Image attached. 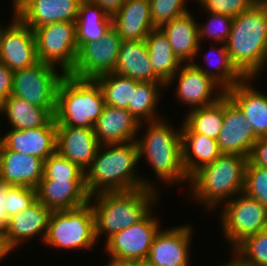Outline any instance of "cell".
I'll use <instances>...</instances> for the list:
<instances>
[{
    "label": "cell",
    "instance_id": "cell-14",
    "mask_svg": "<svg viewBox=\"0 0 267 266\" xmlns=\"http://www.w3.org/2000/svg\"><path fill=\"white\" fill-rule=\"evenodd\" d=\"M14 17V18H13ZM0 42V61L15 71L39 62L33 30L13 13Z\"/></svg>",
    "mask_w": 267,
    "mask_h": 266
},
{
    "label": "cell",
    "instance_id": "cell-12",
    "mask_svg": "<svg viewBox=\"0 0 267 266\" xmlns=\"http://www.w3.org/2000/svg\"><path fill=\"white\" fill-rule=\"evenodd\" d=\"M122 39L112 28L100 40L83 44L77 53L73 70L69 73L78 79H96L113 73Z\"/></svg>",
    "mask_w": 267,
    "mask_h": 266
},
{
    "label": "cell",
    "instance_id": "cell-42",
    "mask_svg": "<svg viewBox=\"0 0 267 266\" xmlns=\"http://www.w3.org/2000/svg\"><path fill=\"white\" fill-rule=\"evenodd\" d=\"M258 0H195L204 13L225 14L231 17L238 16L249 9ZM198 2V3H197Z\"/></svg>",
    "mask_w": 267,
    "mask_h": 266
},
{
    "label": "cell",
    "instance_id": "cell-49",
    "mask_svg": "<svg viewBox=\"0 0 267 266\" xmlns=\"http://www.w3.org/2000/svg\"><path fill=\"white\" fill-rule=\"evenodd\" d=\"M12 1V12L15 13L28 0H10Z\"/></svg>",
    "mask_w": 267,
    "mask_h": 266
},
{
    "label": "cell",
    "instance_id": "cell-28",
    "mask_svg": "<svg viewBox=\"0 0 267 266\" xmlns=\"http://www.w3.org/2000/svg\"><path fill=\"white\" fill-rule=\"evenodd\" d=\"M181 123L182 164L190 177L202 166L215 161L222 152L215 139L193 133L182 121Z\"/></svg>",
    "mask_w": 267,
    "mask_h": 266
},
{
    "label": "cell",
    "instance_id": "cell-15",
    "mask_svg": "<svg viewBox=\"0 0 267 266\" xmlns=\"http://www.w3.org/2000/svg\"><path fill=\"white\" fill-rule=\"evenodd\" d=\"M193 230L189 223L161 228L153 239L147 259L155 266H189Z\"/></svg>",
    "mask_w": 267,
    "mask_h": 266
},
{
    "label": "cell",
    "instance_id": "cell-47",
    "mask_svg": "<svg viewBox=\"0 0 267 266\" xmlns=\"http://www.w3.org/2000/svg\"><path fill=\"white\" fill-rule=\"evenodd\" d=\"M13 252L7 242L6 232L0 231V261Z\"/></svg>",
    "mask_w": 267,
    "mask_h": 266
},
{
    "label": "cell",
    "instance_id": "cell-4",
    "mask_svg": "<svg viewBox=\"0 0 267 266\" xmlns=\"http://www.w3.org/2000/svg\"><path fill=\"white\" fill-rule=\"evenodd\" d=\"M247 163L248 157L221 154L189 177L187 196L205 206L206 212L220 210L225 202L243 192Z\"/></svg>",
    "mask_w": 267,
    "mask_h": 266
},
{
    "label": "cell",
    "instance_id": "cell-24",
    "mask_svg": "<svg viewBox=\"0 0 267 266\" xmlns=\"http://www.w3.org/2000/svg\"><path fill=\"white\" fill-rule=\"evenodd\" d=\"M195 18L191 11H188L160 27L167 36L173 53L182 63L198 60L202 49L198 32L199 21Z\"/></svg>",
    "mask_w": 267,
    "mask_h": 266
},
{
    "label": "cell",
    "instance_id": "cell-34",
    "mask_svg": "<svg viewBox=\"0 0 267 266\" xmlns=\"http://www.w3.org/2000/svg\"><path fill=\"white\" fill-rule=\"evenodd\" d=\"M183 123L193 132L217 139L222 130L224 96L213 104L186 110Z\"/></svg>",
    "mask_w": 267,
    "mask_h": 266
},
{
    "label": "cell",
    "instance_id": "cell-39",
    "mask_svg": "<svg viewBox=\"0 0 267 266\" xmlns=\"http://www.w3.org/2000/svg\"><path fill=\"white\" fill-rule=\"evenodd\" d=\"M188 0H149L152 23L155 28L190 11ZM195 2V0H193Z\"/></svg>",
    "mask_w": 267,
    "mask_h": 266
},
{
    "label": "cell",
    "instance_id": "cell-7",
    "mask_svg": "<svg viewBox=\"0 0 267 266\" xmlns=\"http://www.w3.org/2000/svg\"><path fill=\"white\" fill-rule=\"evenodd\" d=\"M96 243L95 215L90 202L74 209L51 211L42 243L46 247L91 252Z\"/></svg>",
    "mask_w": 267,
    "mask_h": 266
},
{
    "label": "cell",
    "instance_id": "cell-33",
    "mask_svg": "<svg viewBox=\"0 0 267 266\" xmlns=\"http://www.w3.org/2000/svg\"><path fill=\"white\" fill-rule=\"evenodd\" d=\"M166 89L165 83L139 82L132 96V105L127 110L141 124L156 121L164 116L158 112V103L162 96V90ZM161 91V92H160Z\"/></svg>",
    "mask_w": 267,
    "mask_h": 266
},
{
    "label": "cell",
    "instance_id": "cell-38",
    "mask_svg": "<svg viewBox=\"0 0 267 266\" xmlns=\"http://www.w3.org/2000/svg\"><path fill=\"white\" fill-rule=\"evenodd\" d=\"M41 180H85V172L55 152L44 161Z\"/></svg>",
    "mask_w": 267,
    "mask_h": 266
},
{
    "label": "cell",
    "instance_id": "cell-20",
    "mask_svg": "<svg viewBox=\"0 0 267 266\" xmlns=\"http://www.w3.org/2000/svg\"><path fill=\"white\" fill-rule=\"evenodd\" d=\"M143 123H139L127 110L105 105L94 126V134L100 145L136 141Z\"/></svg>",
    "mask_w": 267,
    "mask_h": 266
},
{
    "label": "cell",
    "instance_id": "cell-18",
    "mask_svg": "<svg viewBox=\"0 0 267 266\" xmlns=\"http://www.w3.org/2000/svg\"><path fill=\"white\" fill-rule=\"evenodd\" d=\"M99 146L94 128L57 126L56 152L84 172L91 165Z\"/></svg>",
    "mask_w": 267,
    "mask_h": 266
},
{
    "label": "cell",
    "instance_id": "cell-40",
    "mask_svg": "<svg viewBox=\"0 0 267 266\" xmlns=\"http://www.w3.org/2000/svg\"><path fill=\"white\" fill-rule=\"evenodd\" d=\"M243 192L257 199L267 209V168L253 165L248 161Z\"/></svg>",
    "mask_w": 267,
    "mask_h": 266
},
{
    "label": "cell",
    "instance_id": "cell-6",
    "mask_svg": "<svg viewBox=\"0 0 267 266\" xmlns=\"http://www.w3.org/2000/svg\"><path fill=\"white\" fill-rule=\"evenodd\" d=\"M104 106V94L96 80L65 74L57 88L54 119L57 126L94 128Z\"/></svg>",
    "mask_w": 267,
    "mask_h": 266
},
{
    "label": "cell",
    "instance_id": "cell-17",
    "mask_svg": "<svg viewBox=\"0 0 267 266\" xmlns=\"http://www.w3.org/2000/svg\"><path fill=\"white\" fill-rule=\"evenodd\" d=\"M57 124L53 118L46 126L31 129H10L1 137V144L11 151L46 160L56 152Z\"/></svg>",
    "mask_w": 267,
    "mask_h": 266
},
{
    "label": "cell",
    "instance_id": "cell-29",
    "mask_svg": "<svg viewBox=\"0 0 267 266\" xmlns=\"http://www.w3.org/2000/svg\"><path fill=\"white\" fill-rule=\"evenodd\" d=\"M75 23L78 49L87 42L100 40L113 28L112 16L90 0L80 2Z\"/></svg>",
    "mask_w": 267,
    "mask_h": 266
},
{
    "label": "cell",
    "instance_id": "cell-5",
    "mask_svg": "<svg viewBox=\"0 0 267 266\" xmlns=\"http://www.w3.org/2000/svg\"><path fill=\"white\" fill-rule=\"evenodd\" d=\"M166 118L143 123L146 129L135 141L139 160L145 157L144 161L154 171L155 179L165 185H178L185 181L189 184V177L182 164V128L174 127Z\"/></svg>",
    "mask_w": 267,
    "mask_h": 266
},
{
    "label": "cell",
    "instance_id": "cell-32",
    "mask_svg": "<svg viewBox=\"0 0 267 266\" xmlns=\"http://www.w3.org/2000/svg\"><path fill=\"white\" fill-rule=\"evenodd\" d=\"M145 43L154 73L167 84L183 63L173 53L167 36L160 28L153 29Z\"/></svg>",
    "mask_w": 267,
    "mask_h": 266
},
{
    "label": "cell",
    "instance_id": "cell-48",
    "mask_svg": "<svg viewBox=\"0 0 267 266\" xmlns=\"http://www.w3.org/2000/svg\"><path fill=\"white\" fill-rule=\"evenodd\" d=\"M108 257V261L107 263L105 262L104 266H133V261L119 260L110 256Z\"/></svg>",
    "mask_w": 267,
    "mask_h": 266
},
{
    "label": "cell",
    "instance_id": "cell-23",
    "mask_svg": "<svg viewBox=\"0 0 267 266\" xmlns=\"http://www.w3.org/2000/svg\"><path fill=\"white\" fill-rule=\"evenodd\" d=\"M50 213L44 204L36 200L30 207L9 218L6 238L11 248L17 249L36 235L40 236L38 238H41L39 240L43 243Z\"/></svg>",
    "mask_w": 267,
    "mask_h": 266
},
{
    "label": "cell",
    "instance_id": "cell-10",
    "mask_svg": "<svg viewBox=\"0 0 267 266\" xmlns=\"http://www.w3.org/2000/svg\"><path fill=\"white\" fill-rule=\"evenodd\" d=\"M33 33L39 61L69 74L75 66L78 53L76 23H50L33 29Z\"/></svg>",
    "mask_w": 267,
    "mask_h": 266
},
{
    "label": "cell",
    "instance_id": "cell-1",
    "mask_svg": "<svg viewBox=\"0 0 267 266\" xmlns=\"http://www.w3.org/2000/svg\"><path fill=\"white\" fill-rule=\"evenodd\" d=\"M138 162L135 141L100 145L85 171L87 193L91 197L103 192L131 191L144 187L158 190L155 179L153 182L136 172Z\"/></svg>",
    "mask_w": 267,
    "mask_h": 266
},
{
    "label": "cell",
    "instance_id": "cell-51",
    "mask_svg": "<svg viewBox=\"0 0 267 266\" xmlns=\"http://www.w3.org/2000/svg\"><path fill=\"white\" fill-rule=\"evenodd\" d=\"M230 262L229 263H224L222 265H218V266H239V262L234 258L232 257L231 255V260H229Z\"/></svg>",
    "mask_w": 267,
    "mask_h": 266
},
{
    "label": "cell",
    "instance_id": "cell-45",
    "mask_svg": "<svg viewBox=\"0 0 267 266\" xmlns=\"http://www.w3.org/2000/svg\"><path fill=\"white\" fill-rule=\"evenodd\" d=\"M6 180L0 177V231L6 232L9 224V219L5 212V198L8 189L11 187Z\"/></svg>",
    "mask_w": 267,
    "mask_h": 266
},
{
    "label": "cell",
    "instance_id": "cell-41",
    "mask_svg": "<svg viewBox=\"0 0 267 266\" xmlns=\"http://www.w3.org/2000/svg\"><path fill=\"white\" fill-rule=\"evenodd\" d=\"M36 200V189L12 185L5 198V212L8 219L30 207Z\"/></svg>",
    "mask_w": 267,
    "mask_h": 266
},
{
    "label": "cell",
    "instance_id": "cell-25",
    "mask_svg": "<svg viewBox=\"0 0 267 266\" xmlns=\"http://www.w3.org/2000/svg\"><path fill=\"white\" fill-rule=\"evenodd\" d=\"M44 160L0 146V177L10 185L36 189L43 177Z\"/></svg>",
    "mask_w": 267,
    "mask_h": 266
},
{
    "label": "cell",
    "instance_id": "cell-22",
    "mask_svg": "<svg viewBox=\"0 0 267 266\" xmlns=\"http://www.w3.org/2000/svg\"><path fill=\"white\" fill-rule=\"evenodd\" d=\"M244 78L234 87L226 91L227 96L244 113L258 138L267 137V93L256 89L252 80ZM252 83V84H251Z\"/></svg>",
    "mask_w": 267,
    "mask_h": 266
},
{
    "label": "cell",
    "instance_id": "cell-9",
    "mask_svg": "<svg viewBox=\"0 0 267 266\" xmlns=\"http://www.w3.org/2000/svg\"><path fill=\"white\" fill-rule=\"evenodd\" d=\"M57 68L39 61L31 67L13 71L11 96L46 108L54 115L57 88L65 75Z\"/></svg>",
    "mask_w": 267,
    "mask_h": 266
},
{
    "label": "cell",
    "instance_id": "cell-30",
    "mask_svg": "<svg viewBox=\"0 0 267 266\" xmlns=\"http://www.w3.org/2000/svg\"><path fill=\"white\" fill-rule=\"evenodd\" d=\"M0 116H6L8 127L16 130L43 127L54 118L48 109L14 96L8 97L0 106Z\"/></svg>",
    "mask_w": 267,
    "mask_h": 266
},
{
    "label": "cell",
    "instance_id": "cell-37",
    "mask_svg": "<svg viewBox=\"0 0 267 266\" xmlns=\"http://www.w3.org/2000/svg\"><path fill=\"white\" fill-rule=\"evenodd\" d=\"M207 22H198L199 41L210 40L213 45L226 44L228 41L234 18L225 14L206 13ZM206 38V39H205Z\"/></svg>",
    "mask_w": 267,
    "mask_h": 266
},
{
    "label": "cell",
    "instance_id": "cell-36",
    "mask_svg": "<svg viewBox=\"0 0 267 266\" xmlns=\"http://www.w3.org/2000/svg\"><path fill=\"white\" fill-rule=\"evenodd\" d=\"M231 253L242 266H267V228L247 237Z\"/></svg>",
    "mask_w": 267,
    "mask_h": 266
},
{
    "label": "cell",
    "instance_id": "cell-11",
    "mask_svg": "<svg viewBox=\"0 0 267 266\" xmlns=\"http://www.w3.org/2000/svg\"><path fill=\"white\" fill-rule=\"evenodd\" d=\"M155 207L142 221L115 233L104 242V253L119 260L147 259L155 235L159 232V218Z\"/></svg>",
    "mask_w": 267,
    "mask_h": 266
},
{
    "label": "cell",
    "instance_id": "cell-2",
    "mask_svg": "<svg viewBox=\"0 0 267 266\" xmlns=\"http://www.w3.org/2000/svg\"><path fill=\"white\" fill-rule=\"evenodd\" d=\"M226 47L245 78L260 76L267 65V0H258L234 17Z\"/></svg>",
    "mask_w": 267,
    "mask_h": 266
},
{
    "label": "cell",
    "instance_id": "cell-27",
    "mask_svg": "<svg viewBox=\"0 0 267 266\" xmlns=\"http://www.w3.org/2000/svg\"><path fill=\"white\" fill-rule=\"evenodd\" d=\"M114 73L139 82L164 83L154 73L145 40L122 41Z\"/></svg>",
    "mask_w": 267,
    "mask_h": 266
},
{
    "label": "cell",
    "instance_id": "cell-43",
    "mask_svg": "<svg viewBox=\"0 0 267 266\" xmlns=\"http://www.w3.org/2000/svg\"><path fill=\"white\" fill-rule=\"evenodd\" d=\"M248 161L253 165L267 168V137L257 139L248 157Z\"/></svg>",
    "mask_w": 267,
    "mask_h": 266
},
{
    "label": "cell",
    "instance_id": "cell-21",
    "mask_svg": "<svg viewBox=\"0 0 267 266\" xmlns=\"http://www.w3.org/2000/svg\"><path fill=\"white\" fill-rule=\"evenodd\" d=\"M36 197L50 211L74 209L89 202L85 180H41Z\"/></svg>",
    "mask_w": 267,
    "mask_h": 266
},
{
    "label": "cell",
    "instance_id": "cell-52",
    "mask_svg": "<svg viewBox=\"0 0 267 266\" xmlns=\"http://www.w3.org/2000/svg\"><path fill=\"white\" fill-rule=\"evenodd\" d=\"M3 29H4V25L2 26V24L0 23V42H1V36H2Z\"/></svg>",
    "mask_w": 267,
    "mask_h": 266
},
{
    "label": "cell",
    "instance_id": "cell-50",
    "mask_svg": "<svg viewBox=\"0 0 267 266\" xmlns=\"http://www.w3.org/2000/svg\"><path fill=\"white\" fill-rule=\"evenodd\" d=\"M133 266H155V265L148 259H142L133 261Z\"/></svg>",
    "mask_w": 267,
    "mask_h": 266
},
{
    "label": "cell",
    "instance_id": "cell-35",
    "mask_svg": "<svg viewBox=\"0 0 267 266\" xmlns=\"http://www.w3.org/2000/svg\"><path fill=\"white\" fill-rule=\"evenodd\" d=\"M100 85L105 99V105L127 109L132 105L133 92L139 81L118 75L107 73L95 79Z\"/></svg>",
    "mask_w": 267,
    "mask_h": 266
},
{
    "label": "cell",
    "instance_id": "cell-3",
    "mask_svg": "<svg viewBox=\"0 0 267 266\" xmlns=\"http://www.w3.org/2000/svg\"><path fill=\"white\" fill-rule=\"evenodd\" d=\"M160 191L148 187L131 191L103 192L89 202L95 215V237L105 242L115 233L142 221L160 201ZM94 200V201H93Z\"/></svg>",
    "mask_w": 267,
    "mask_h": 266
},
{
    "label": "cell",
    "instance_id": "cell-31",
    "mask_svg": "<svg viewBox=\"0 0 267 266\" xmlns=\"http://www.w3.org/2000/svg\"><path fill=\"white\" fill-rule=\"evenodd\" d=\"M204 56V58L207 57L204 59L206 60L204 63L208 67L205 65L202 66L201 63L199 64L196 61L192 63L206 76L211 77L225 91L231 89L245 78L232 64L226 44H221V46L218 43L215 46L211 44L210 50Z\"/></svg>",
    "mask_w": 267,
    "mask_h": 266
},
{
    "label": "cell",
    "instance_id": "cell-8",
    "mask_svg": "<svg viewBox=\"0 0 267 266\" xmlns=\"http://www.w3.org/2000/svg\"><path fill=\"white\" fill-rule=\"evenodd\" d=\"M217 218L220 221L224 241L230 243L231 252L247 237L267 228V209L257 199L244 192L221 206Z\"/></svg>",
    "mask_w": 267,
    "mask_h": 266
},
{
    "label": "cell",
    "instance_id": "cell-44",
    "mask_svg": "<svg viewBox=\"0 0 267 266\" xmlns=\"http://www.w3.org/2000/svg\"><path fill=\"white\" fill-rule=\"evenodd\" d=\"M13 71L0 61V106L12 94Z\"/></svg>",
    "mask_w": 267,
    "mask_h": 266
},
{
    "label": "cell",
    "instance_id": "cell-46",
    "mask_svg": "<svg viewBox=\"0 0 267 266\" xmlns=\"http://www.w3.org/2000/svg\"><path fill=\"white\" fill-rule=\"evenodd\" d=\"M92 3L99 5L108 15L113 16L126 0H90Z\"/></svg>",
    "mask_w": 267,
    "mask_h": 266
},
{
    "label": "cell",
    "instance_id": "cell-26",
    "mask_svg": "<svg viewBox=\"0 0 267 266\" xmlns=\"http://www.w3.org/2000/svg\"><path fill=\"white\" fill-rule=\"evenodd\" d=\"M113 28L122 41L145 40L155 29L150 12L149 0H126L112 16Z\"/></svg>",
    "mask_w": 267,
    "mask_h": 266
},
{
    "label": "cell",
    "instance_id": "cell-13",
    "mask_svg": "<svg viewBox=\"0 0 267 266\" xmlns=\"http://www.w3.org/2000/svg\"><path fill=\"white\" fill-rule=\"evenodd\" d=\"M175 81V100L187 105L188 110L213 104L226 94L218 83L206 76L193 63H183L166 84V89L175 85Z\"/></svg>",
    "mask_w": 267,
    "mask_h": 266
},
{
    "label": "cell",
    "instance_id": "cell-19",
    "mask_svg": "<svg viewBox=\"0 0 267 266\" xmlns=\"http://www.w3.org/2000/svg\"><path fill=\"white\" fill-rule=\"evenodd\" d=\"M82 0H28L15 15L32 30L55 22H75Z\"/></svg>",
    "mask_w": 267,
    "mask_h": 266
},
{
    "label": "cell",
    "instance_id": "cell-16",
    "mask_svg": "<svg viewBox=\"0 0 267 266\" xmlns=\"http://www.w3.org/2000/svg\"><path fill=\"white\" fill-rule=\"evenodd\" d=\"M257 139L258 137L246 120L244 113L225 94L222 130L216 139L222 154L249 157Z\"/></svg>",
    "mask_w": 267,
    "mask_h": 266
}]
</instances>
